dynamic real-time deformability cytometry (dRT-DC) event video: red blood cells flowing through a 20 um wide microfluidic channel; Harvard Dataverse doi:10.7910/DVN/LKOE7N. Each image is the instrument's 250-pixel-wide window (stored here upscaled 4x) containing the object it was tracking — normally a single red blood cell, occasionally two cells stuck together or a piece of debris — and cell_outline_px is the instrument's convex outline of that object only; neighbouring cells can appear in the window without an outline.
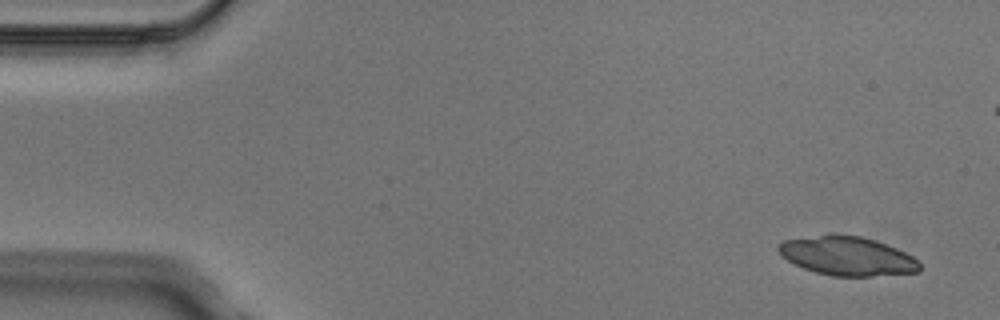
{"species": "Egyptian fruit bat (a non-hibernating species)", "species_latin": "Rousettus aegyptiacus", "temperature_condition": "cold", "stored_images_in_passage": 7, "segment_of_instrument_passage": [1, 2], "camera_frame_rate_fps": 3000, "um_per_image_px": 0.085, "animal": {"sex": "male"}, "frame": {"image": 1, "passage_image": 1, "time_ms": 0.0, "image_size_px": [1000, 320], "cell_outline_px": [[920, 272], [872, 276], [832, 276], [816, 272], [804, 268], [780, 256], [776, 248], [776, 244], [784, 240], [832, 232], [836, 232], [860, 236], [876, 240], [896, 248], [912, 256], [920, 264]], "centroid_in_image_um": [71.97, 21.73], "position_along_channel_um": 13.0, "area_um2": 32.54}}